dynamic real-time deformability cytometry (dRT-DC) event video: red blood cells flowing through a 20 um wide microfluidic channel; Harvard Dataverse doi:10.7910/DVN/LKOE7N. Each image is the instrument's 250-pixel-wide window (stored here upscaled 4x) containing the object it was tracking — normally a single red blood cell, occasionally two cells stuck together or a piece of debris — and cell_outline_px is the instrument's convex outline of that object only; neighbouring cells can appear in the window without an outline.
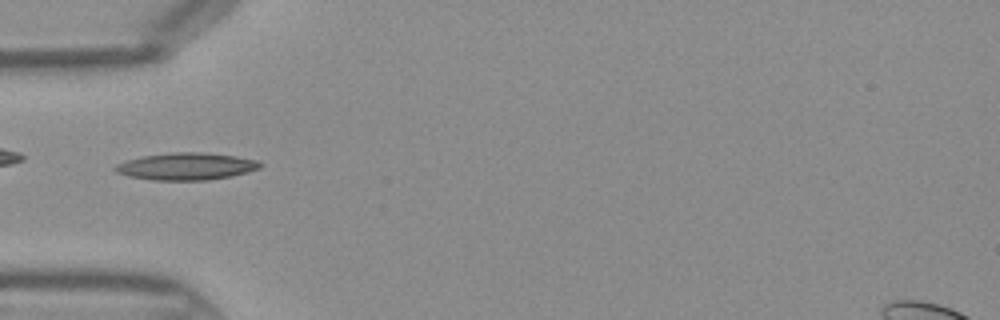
{"species": "Egyptian fruit bat (a non-hibernating species)", "species_latin": "Rousettus aegyptiacus", "temperature_condition": "warm", "stored_images_in_passage": 8, "camera_frame_rate_fps": 3000, "um_per_image_px": 0.085, "frame": {"image": 1, "passage_image": 1, "time_ms": 0.0, "image_size_px": [1000, 320], "cell_outline_px": [[264, 164], [260, 168], [232, 176], [208, 180], [152, 180], [132, 176], [116, 172], [112, 168], [116, 164], [128, 160], [144, 156], [172, 152], [204, 152], [236, 156], [260, 160]], "centroid_in_image_um": [15.89, 14.13], "position_along_channel_um": 69.1, "area_um2": 22.95}}
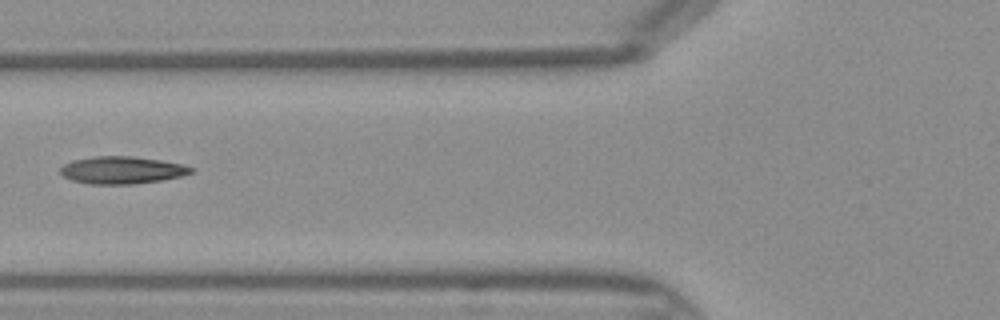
{"frame": {"image": 2, "passage_image": 4, "time_ms": 1.0, "image_size_px": [1000, 320], "cell_outline_px": [[196, 172], [180, 176], [160, 180], [132, 184], [88, 184], [72, 180], [64, 176], [60, 172], [60, 168], [64, 164], [72, 160], [96, 156], [132, 156], [160, 160], [184, 164], [196, 168]], "centroid_in_image_um": [10.4, 14.45], "position_along_channel_um": 115.4, "area_um2": 20.92}}
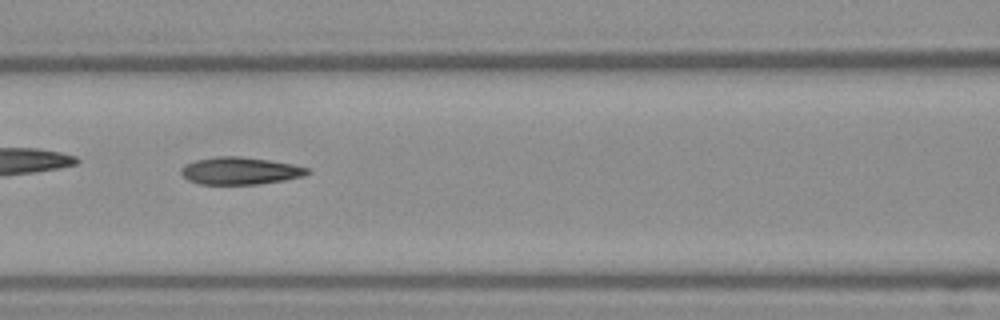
{"frame": {"image": 3, "passage_image": 6, "time_ms": 1.667, "image_size_px": [1000, 320], "cell_outline_px": [[312, 172], [304, 176], [284, 180], [256, 184], [200, 184], [188, 180], [180, 172], [180, 168], [184, 164], [196, 160], [216, 156], [240, 156], [268, 160], [292, 164], [312, 168]], "centroid_in_image_um": [20.43, 14.51], "position_along_channel_um": 146.2, "area_um2": 20.23}}